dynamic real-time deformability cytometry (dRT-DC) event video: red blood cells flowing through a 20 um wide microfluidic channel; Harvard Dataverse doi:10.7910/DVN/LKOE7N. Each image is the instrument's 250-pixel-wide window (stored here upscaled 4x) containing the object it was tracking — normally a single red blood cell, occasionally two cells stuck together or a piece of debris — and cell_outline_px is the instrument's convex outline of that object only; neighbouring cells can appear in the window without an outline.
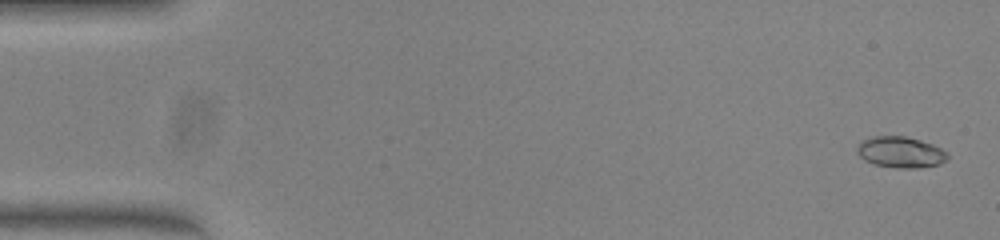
{"species": "common noctule bat (a hibernating species)", "species_latin": "Nyctalus noctula", "temperature_condition": "warm", "stored_images_in_passage": 51, "camera_frame_rate_fps": 3000, "um_per_image_px": 0.085, "animal": {"sex": "female", "body_mass_g": 23.0, "forearm_length_mm": 53.4}, "frame": {"image": 1, "passage_image": 2, "time_ms": 0.333, "image_size_px": [1000, 240], "cell_outline_px": [[948, 160], [940, 164], [920, 168], [896, 168], [876, 164], [864, 160], [856, 152], [856, 148], [864, 140], [872, 136], [904, 136], [920, 140], [932, 144], [948, 152]], "centroid_in_image_um": [76.58, 12.94], "position_along_channel_um": 8.4, "area_um2": 16.42}}
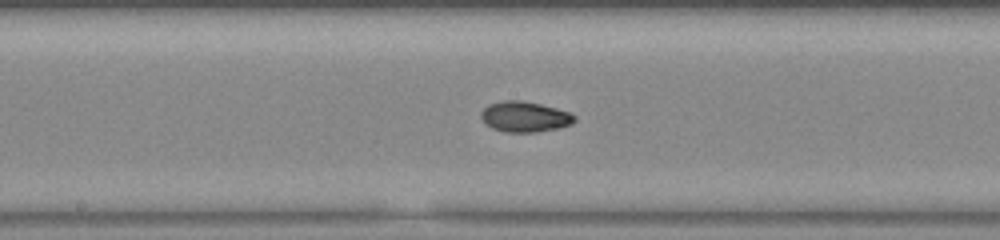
{"frame": {"image": 2, "passage_image": 27, "time_ms": 8.667, "image_size_px": [1000, 240], "cell_outline_px": [[576, 120], [572, 124], [560, 128], [536, 132], [504, 132], [492, 128], [484, 124], [480, 116], [480, 112], [488, 104], [504, 100], [520, 100], [540, 104], [556, 108], [568, 112], [576, 116]], "centroid_in_image_um": [44.58, 9.93], "position_along_channel_um": 203.6, "area_um2": 16.82}}
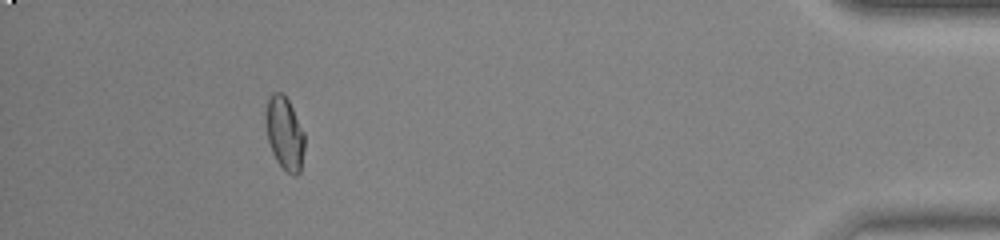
{"frame": {"image": 3, "passage_image": 47, "time_ms": 15.333, "image_size_px": [1000, 240], "cell_outline_px": [[304, 148], [300, 172], [296, 176], [292, 176], [276, 160], [272, 152], [268, 140], [264, 120], [264, 116], [268, 100], [272, 92], [280, 92], [288, 100], [304, 132]], "centroid_in_image_um": [24.18, 11.34], "position_along_channel_um": 411.0, "area_um2": 16.47}, "authors_computed_cell_mechanics": {"area_um2": 16.184, "velocity_mm_per_s": 4.0364, "shape_relaxation_time_tau1_ms": 7.7676, "shape_relaxation_time_tau2_ms": 3.4051, "deformation_change_tau1": 0.235, "deformation_change_tau2": 0.0643}}